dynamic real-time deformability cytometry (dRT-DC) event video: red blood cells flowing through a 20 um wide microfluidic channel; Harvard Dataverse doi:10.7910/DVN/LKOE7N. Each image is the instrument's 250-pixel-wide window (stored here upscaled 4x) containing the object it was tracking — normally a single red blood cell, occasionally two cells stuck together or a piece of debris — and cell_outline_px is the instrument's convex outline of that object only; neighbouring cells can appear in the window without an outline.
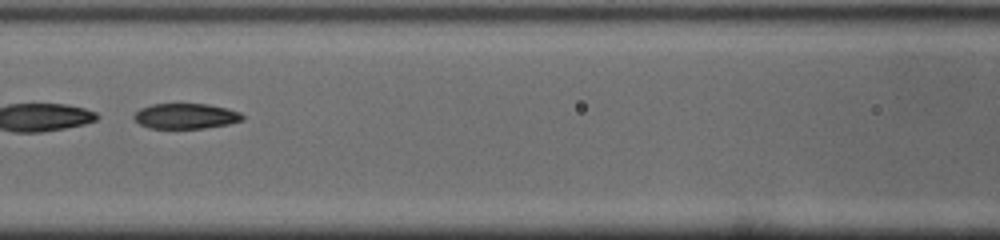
{"species": "common noctule bat (a hibernating species)", "species_latin": "Nyctalus noctula", "temperature_condition": "cold", "stored_images_in_passage": 50, "segment_of_instrument_passage": [2, 2], "camera_frame_rate_fps": 3000, "um_per_image_px": 0.085, "animal": {"sex": "male", "body_mass_g": 19.0, "forearm_length_mm": 50.8}, "frame": {"image": 1, "passage_image": 22, "time_ms": 7.0, "image_size_px": [1000, 240], "cell_outline_px": [[244, 120], [228, 124], [204, 128], [148, 128], [140, 124], [132, 116], [140, 108], [152, 104], [208, 104], [228, 108], [240, 112], [244, 116]], "centroid_in_image_um": [15.81, 9.86], "position_along_channel_um": 150.8, "area_um2": 16.07}}